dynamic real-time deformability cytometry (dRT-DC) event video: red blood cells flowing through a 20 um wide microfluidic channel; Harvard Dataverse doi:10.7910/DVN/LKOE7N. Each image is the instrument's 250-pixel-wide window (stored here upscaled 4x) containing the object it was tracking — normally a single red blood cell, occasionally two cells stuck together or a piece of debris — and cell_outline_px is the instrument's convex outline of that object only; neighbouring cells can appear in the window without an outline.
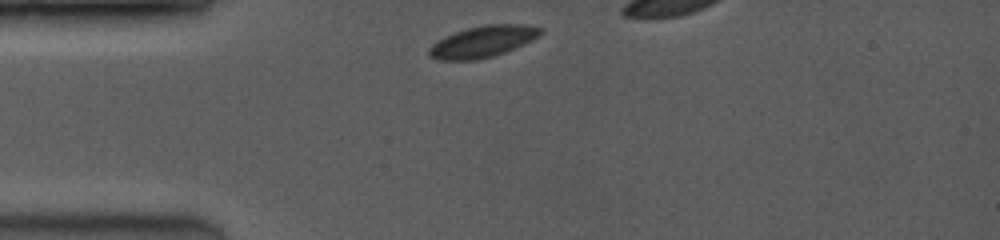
{"species": "common noctule bat (a hibernating species)", "species_latin": "Nyctalus noctula", "temperature_condition": "room temperature", "stored_images_in_passage": 5, "camera_frame_rate_fps": 3500, "um_per_image_px": 0.085, "animal": {"sex": "female", "body_mass_g": 19.0, "forearm_length_mm": 53.3}, "frame": {"image": 1, "passage_image": 1, "time_ms": 0.0, "image_size_px": [1000, 240], "cell_outline_px": [[544, 32], [532, 40], [524, 44], [504, 52], [492, 56], [476, 60], [436, 60], [428, 56], [428, 48], [436, 40], [444, 36], [468, 28], [484, 24], [528, 24], [544, 28]], "centroid_in_image_um": [41.03, 3.53], "position_along_channel_um": 44.0, "area_um2": 20.63}}